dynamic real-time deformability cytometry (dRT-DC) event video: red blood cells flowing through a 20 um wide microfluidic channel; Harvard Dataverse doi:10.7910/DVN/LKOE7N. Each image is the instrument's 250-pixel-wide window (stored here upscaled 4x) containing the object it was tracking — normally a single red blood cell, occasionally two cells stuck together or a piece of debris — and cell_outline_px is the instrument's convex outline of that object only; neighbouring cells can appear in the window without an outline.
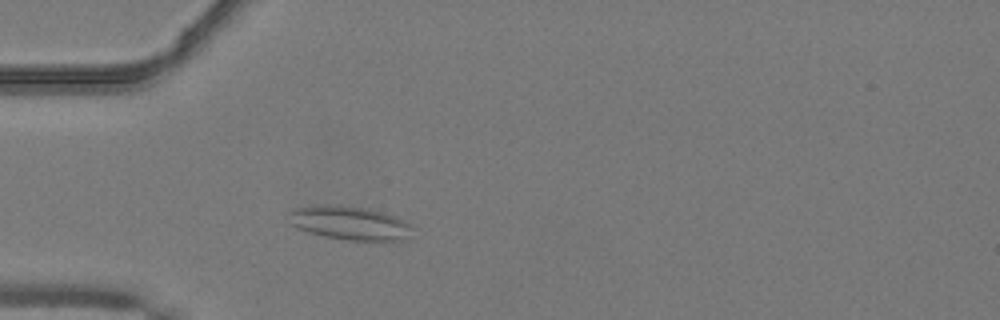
{"species": "common noctule bat (a hibernating species)", "species_latin": "Nyctalus noctula", "temperature_condition": "warm", "stored_images_in_passage": 35, "camera_frame_rate_fps": 3000, "um_per_image_px": 0.085, "animal": {"sex": "male", "body_mass_g": 19.2, "forearm_length_mm": 51.8}, "frame": {"image": 1, "passage_image": 10, "time_ms": 3.0, "image_size_px": [1000, 320], "cell_outline_px": [[408, 240], [348, 240], [324, 236], [308, 232], [296, 228], [292, 224], [288, 212], [296, 208], [316, 204], [336, 204], [368, 208], [396, 216], [404, 220], [408, 224]], "centroid_in_image_um": [29.67, 18.93], "position_along_channel_um": 55.3, "area_um2": 24.22}}
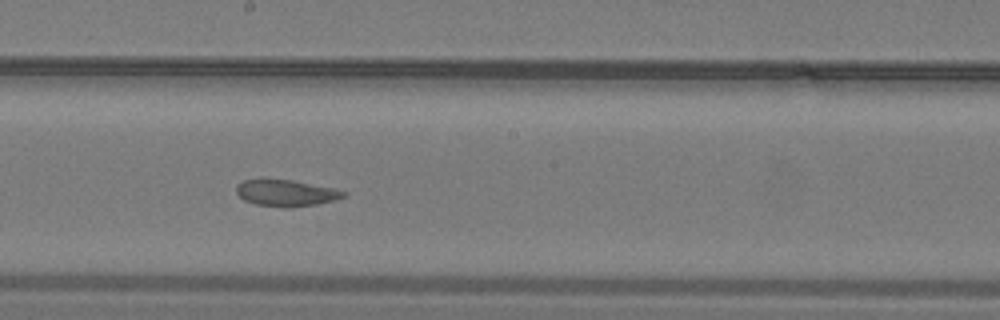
{"frame": {"image": 2, "passage_image": 23, "time_ms": 7.333, "image_size_px": [1000, 320], "cell_outline_px": [[348, 192], [344, 196], [332, 200], [316, 204], [284, 208], [256, 204], [244, 200], [236, 192], [236, 184], [244, 180], [260, 176], [292, 180], [336, 188]], "centroid_in_image_um": [24.25, 16.35], "position_along_channel_um": 224.0, "area_um2": 17.05}}
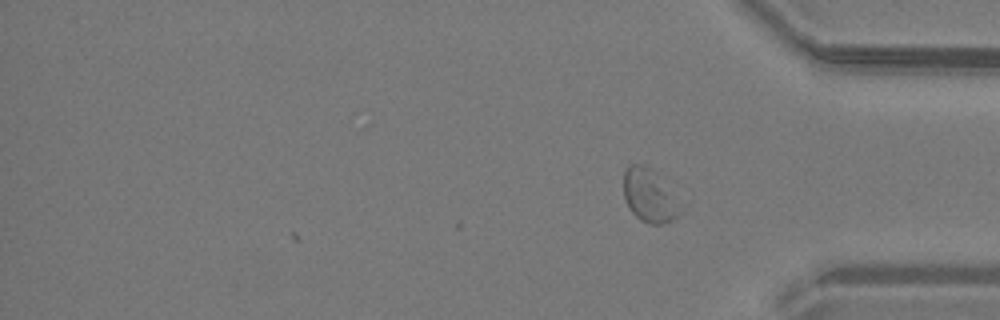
{"frame": {"image": 3, "passage_image": 35, "time_ms": 11.333, "image_size_px": [1000, 320], "cell_outline_px": [[676, 216], [672, 220], [664, 224], [648, 224], [640, 220], [628, 208], [624, 196], [624, 172], [628, 164], [640, 164], [648, 168], [664, 192]], "centroid_in_image_um": [54.92, 16.67], "position_along_channel_um": 380.3, "area_um2": 15.09}, "authors_computed_cell_mechanics": {"area_um2": 17.34, "velocity_mm_per_s": 4.0626, "shape_relaxation_time_tau1_ms": null, "shape_relaxation_time_tau2_ms": 2.0002, "deformation_change_tau1": null, "deformation_change_tau2": 0.0798}}